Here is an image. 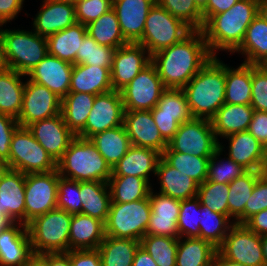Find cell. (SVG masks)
<instances>
[{
  "label": "cell",
  "instance_id": "6da1fadb",
  "mask_svg": "<svg viewBox=\"0 0 267 266\" xmlns=\"http://www.w3.org/2000/svg\"><path fill=\"white\" fill-rule=\"evenodd\" d=\"M201 30L153 55L151 62L165 88L182 89L212 58Z\"/></svg>",
  "mask_w": 267,
  "mask_h": 266
},
{
  "label": "cell",
  "instance_id": "7a4b0ae2",
  "mask_svg": "<svg viewBox=\"0 0 267 266\" xmlns=\"http://www.w3.org/2000/svg\"><path fill=\"white\" fill-rule=\"evenodd\" d=\"M257 15L258 0H239L229 10L211 16L201 29L210 54L216 56L219 49L235 52Z\"/></svg>",
  "mask_w": 267,
  "mask_h": 266
},
{
  "label": "cell",
  "instance_id": "3957f363",
  "mask_svg": "<svg viewBox=\"0 0 267 266\" xmlns=\"http://www.w3.org/2000/svg\"><path fill=\"white\" fill-rule=\"evenodd\" d=\"M226 65L213 56L182 88L194 118L211 120L225 104Z\"/></svg>",
  "mask_w": 267,
  "mask_h": 266
},
{
  "label": "cell",
  "instance_id": "277c9868",
  "mask_svg": "<svg viewBox=\"0 0 267 266\" xmlns=\"http://www.w3.org/2000/svg\"><path fill=\"white\" fill-rule=\"evenodd\" d=\"M57 170L61 177L78 182L107 183L112 174V168L90 139L78 136L57 162Z\"/></svg>",
  "mask_w": 267,
  "mask_h": 266
},
{
  "label": "cell",
  "instance_id": "5b68a950",
  "mask_svg": "<svg viewBox=\"0 0 267 266\" xmlns=\"http://www.w3.org/2000/svg\"><path fill=\"white\" fill-rule=\"evenodd\" d=\"M2 66L27 75L48 54L46 37L24 30L0 28Z\"/></svg>",
  "mask_w": 267,
  "mask_h": 266
},
{
  "label": "cell",
  "instance_id": "8992f818",
  "mask_svg": "<svg viewBox=\"0 0 267 266\" xmlns=\"http://www.w3.org/2000/svg\"><path fill=\"white\" fill-rule=\"evenodd\" d=\"M71 219V213L56 208L30 221L26 227L33 255L68 252Z\"/></svg>",
  "mask_w": 267,
  "mask_h": 266
},
{
  "label": "cell",
  "instance_id": "52a82bcc",
  "mask_svg": "<svg viewBox=\"0 0 267 266\" xmlns=\"http://www.w3.org/2000/svg\"><path fill=\"white\" fill-rule=\"evenodd\" d=\"M192 31L193 29L184 21L155 3L147 15L142 38L137 43L142 45L151 56L179 43Z\"/></svg>",
  "mask_w": 267,
  "mask_h": 266
},
{
  "label": "cell",
  "instance_id": "ba28073f",
  "mask_svg": "<svg viewBox=\"0 0 267 266\" xmlns=\"http://www.w3.org/2000/svg\"><path fill=\"white\" fill-rule=\"evenodd\" d=\"M149 196L129 203H111L105 223V234L114 238L140 241L151 217Z\"/></svg>",
  "mask_w": 267,
  "mask_h": 266
},
{
  "label": "cell",
  "instance_id": "9c48e42d",
  "mask_svg": "<svg viewBox=\"0 0 267 266\" xmlns=\"http://www.w3.org/2000/svg\"><path fill=\"white\" fill-rule=\"evenodd\" d=\"M9 168L23 174L47 173L57 169V163L37 142L27 127L19 126L12 135Z\"/></svg>",
  "mask_w": 267,
  "mask_h": 266
},
{
  "label": "cell",
  "instance_id": "30bf717a",
  "mask_svg": "<svg viewBox=\"0 0 267 266\" xmlns=\"http://www.w3.org/2000/svg\"><path fill=\"white\" fill-rule=\"evenodd\" d=\"M219 148L211 120L193 118L179 125L163 152H181L197 157H212Z\"/></svg>",
  "mask_w": 267,
  "mask_h": 266
},
{
  "label": "cell",
  "instance_id": "8fae6325",
  "mask_svg": "<svg viewBox=\"0 0 267 266\" xmlns=\"http://www.w3.org/2000/svg\"><path fill=\"white\" fill-rule=\"evenodd\" d=\"M58 170L25 174V226L57 208Z\"/></svg>",
  "mask_w": 267,
  "mask_h": 266
},
{
  "label": "cell",
  "instance_id": "7c38bea8",
  "mask_svg": "<svg viewBox=\"0 0 267 266\" xmlns=\"http://www.w3.org/2000/svg\"><path fill=\"white\" fill-rule=\"evenodd\" d=\"M217 251L224 258L245 266H266L261 236L244 224L234 223Z\"/></svg>",
  "mask_w": 267,
  "mask_h": 266
},
{
  "label": "cell",
  "instance_id": "4fadbf2b",
  "mask_svg": "<svg viewBox=\"0 0 267 266\" xmlns=\"http://www.w3.org/2000/svg\"><path fill=\"white\" fill-rule=\"evenodd\" d=\"M165 89L155 65L150 62L120 90L125 111L152 110Z\"/></svg>",
  "mask_w": 267,
  "mask_h": 266
},
{
  "label": "cell",
  "instance_id": "5bb4252c",
  "mask_svg": "<svg viewBox=\"0 0 267 266\" xmlns=\"http://www.w3.org/2000/svg\"><path fill=\"white\" fill-rule=\"evenodd\" d=\"M124 104L120 91L111 90L95 96L85 127L76 135L89 139L96 133L123 125Z\"/></svg>",
  "mask_w": 267,
  "mask_h": 266
},
{
  "label": "cell",
  "instance_id": "9a60e30c",
  "mask_svg": "<svg viewBox=\"0 0 267 266\" xmlns=\"http://www.w3.org/2000/svg\"><path fill=\"white\" fill-rule=\"evenodd\" d=\"M61 103L62 99L46 86L28 80L17 122L19 126L27 127L33 122L58 115L61 113Z\"/></svg>",
  "mask_w": 267,
  "mask_h": 266
},
{
  "label": "cell",
  "instance_id": "2e32d148",
  "mask_svg": "<svg viewBox=\"0 0 267 266\" xmlns=\"http://www.w3.org/2000/svg\"><path fill=\"white\" fill-rule=\"evenodd\" d=\"M27 128L56 163L76 137L65 124L61 113L33 122Z\"/></svg>",
  "mask_w": 267,
  "mask_h": 266
},
{
  "label": "cell",
  "instance_id": "e0dca14e",
  "mask_svg": "<svg viewBox=\"0 0 267 266\" xmlns=\"http://www.w3.org/2000/svg\"><path fill=\"white\" fill-rule=\"evenodd\" d=\"M150 62L149 52L138 43H128L117 48L110 71L113 90L120 91L124 88Z\"/></svg>",
  "mask_w": 267,
  "mask_h": 266
},
{
  "label": "cell",
  "instance_id": "ac0fdd59",
  "mask_svg": "<svg viewBox=\"0 0 267 266\" xmlns=\"http://www.w3.org/2000/svg\"><path fill=\"white\" fill-rule=\"evenodd\" d=\"M123 125L133 146L151 148L161 154L168 147L150 110L125 111Z\"/></svg>",
  "mask_w": 267,
  "mask_h": 266
},
{
  "label": "cell",
  "instance_id": "d6986e66",
  "mask_svg": "<svg viewBox=\"0 0 267 266\" xmlns=\"http://www.w3.org/2000/svg\"><path fill=\"white\" fill-rule=\"evenodd\" d=\"M150 191L151 217L147 226L146 235H161L180 238L177 222L181 200L171 198L161 193L153 194Z\"/></svg>",
  "mask_w": 267,
  "mask_h": 266
},
{
  "label": "cell",
  "instance_id": "ffe728a7",
  "mask_svg": "<svg viewBox=\"0 0 267 266\" xmlns=\"http://www.w3.org/2000/svg\"><path fill=\"white\" fill-rule=\"evenodd\" d=\"M72 69L73 64L47 54L26 76L63 99L69 93Z\"/></svg>",
  "mask_w": 267,
  "mask_h": 266
},
{
  "label": "cell",
  "instance_id": "44dd1931",
  "mask_svg": "<svg viewBox=\"0 0 267 266\" xmlns=\"http://www.w3.org/2000/svg\"><path fill=\"white\" fill-rule=\"evenodd\" d=\"M0 213L25 225V174L6 168L0 175Z\"/></svg>",
  "mask_w": 267,
  "mask_h": 266
},
{
  "label": "cell",
  "instance_id": "7402d4cb",
  "mask_svg": "<svg viewBox=\"0 0 267 266\" xmlns=\"http://www.w3.org/2000/svg\"><path fill=\"white\" fill-rule=\"evenodd\" d=\"M33 256L28 230L23 223L13 222L0 231V266H26Z\"/></svg>",
  "mask_w": 267,
  "mask_h": 266
},
{
  "label": "cell",
  "instance_id": "603a6c76",
  "mask_svg": "<svg viewBox=\"0 0 267 266\" xmlns=\"http://www.w3.org/2000/svg\"><path fill=\"white\" fill-rule=\"evenodd\" d=\"M156 0H117L113 3L120 30L128 43H137L144 33L147 15Z\"/></svg>",
  "mask_w": 267,
  "mask_h": 266
},
{
  "label": "cell",
  "instance_id": "cb8c5ba5",
  "mask_svg": "<svg viewBox=\"0 0 267 266\" xmlns=\"http://www.w3.org/2000/svg\"><path fill=\"white\" fill-rule=\"evenodd\" d=\"M77 23L75 4L57 0H44L33 21L34 32L48 37Z\"/></svg>",
  "mask_w": 267,
  "mask_h": 266
},
{
  "label": "cell",
  "instance_id": "d4e9b609",
  "mask_svg": "<svg viewBox=\"0 0 267 266\" xmlns=\"http://www.w3.org/2000/svg\"><path fill=\"white\" fill-rule=\"evenodd\" d=\"M229 139V158L248 171H265L267 149L248 131L234 133Z\"/></svg>",
  "mask_w": 267,
  "mask_h": 266
},
{
  "label": "cell",
  "instance_id": "484cf974",
  "mask_svg": "<svg viewBox=\"0 0 267 266\" xmlns=\"http://www.w3.org/2000/svg\"><path fill=\"white\" fill-rule=\"evenodd\" d=\"M162 154L158 151L131 145L124 157L112 168L111 176H134L150 181V172L156 174Z\"/></svg>",
  "mask_w": 267,
  "mask_h": 266
},
{
  "label": "cell",
  "instance_id": "4316f807",
  "mask_svg": "<svg viewBox=\"0 0 267 266\" xmlns=\"http://www.w3.org/2000/svg\"><path fill=\"white\" fill-rule=\"evenodd\" d=\"M105 236L104 222L82 213L72 214L69 251L97 249Z\"/></svg>",
  "mask_w": 267,
  "mask_h": 266
},
{
  "label": "cell",
  "instance_id": "83f0119b",
  "mask_svg": "<svg viewBox=\"0 0 267 266\" xmlns=\"http://www.w3.org/2000/svg\"><path fill=\"white\" fill-rule=\"evenodd\" d=\"M111 90V72L108 68L73 64L69 92L99 95Z\"/></svg>",
  "mask_w": 267,
  "mask_h": 266
},
{
  "label": "cell",
  "instance_id": "f1b7e54d",
  "mask_svg": "<svg viewBox=\"0 0 267 266\" xmlns=\"http://www.w3.org/2000/svg\"><path fill=\"white\" fill-rule=\"evenodd\" d=\"M160 179V193L178 200L197 196L199 184L192 178L170 166L162 157L157 164L156 174Z\"/></svg>",
  "mask_w": 267,
  "mask_h": 266
},
{
  "label": "cell",
  "instance_id": "f546056e",
  "mask_svg": "<svg viewBox=\"0 0 267 266\" xmlns=\"http://www.w3.org/2000/svg\"><path fill=\"white\" fill-rule=\"evenodd\" d=\"M254 109L251 105H235L225 103L211 119L212 128L217 136L228 135L247 131L252 119Z\"/></svg>",
  "mask_w": 267,
  "mask_h": 266
},
{
  "label": "cell",
  "instance_id": "4dcf8cb0",
  "mask_svg": "<svg viewBox=\"0 0 267 266\" xmlns=\"http://www.w3.org/2000/svg\"><path fill=\"white\" fill-rule=\"evenodd\" d=\"M87 35L86 25H74L48 36V54L60 60L76 64V55L80 51L81 43Z\"/></svg>",
  "mask_w": 267,
  "mask_h": 266
},
{
  "label": "cell",
  "instance_id": "1f68e13d",
  "mask_svg": "<svg viewBox=\"0 0 267 266\" xmlns=\"http://www.w3.org/2000/svg\"><path fill=\"white\" fill-rule=\"evenodd\" d=\"M25 76L13 69L0 68V113L18 118L23 101L25 83L20 77Z\"/></svg>",
  "mask_w": 267,
  "mask_h": 266
},
{
  "label": "cell",
  "instance_id": "d6a6232c",
  "mask_svg": "<svg viewBox=\"0 0 267 266\" xmlns=\"http://www.w3.org/2000/svg\"><path fill=\"white\" fill-rule=\"evenodd\" d=\"M80 198L82 214L106 223L112 202L108 183L98 181L80 182Z\"/></svg>",
  "mask_w": 267,
  "mask_h": 266
},
{
  "label": "cell",
  "instance_id": "836d02e7",
  "mask_svg": "<svg viewBox=\"0 0 267 266\" xmlns=\"http://www.w3.org/2000/svg\"><path fill=\"white\" fill-rule=\"evenodd\" d=\"M89 139L111 168L124 157L131 146L124 125L96 133Z\"/></svg>",
  "mask_w": 267,
  "mask_h": 266
},
{
  "label": "cell",
  "instance_id": "e575fe53",
  "mask_svg": "<svg viewBox=\"0 0 267 266\" xmlns=\"http://www.w3.org/2000/svg\"><path fill=\"white\" fill-rule=\"evenodd\" d=\"M246 55L245 63L262 65L267 61V22L257 15L248 26L241 45L235 50Z\"/></svg>",
  "mask_w": 267,
  "mask_h": 266
},
{
  "label": "cell",
  "instance_id": "d590c367",
  "mask_svg": "<svg viewBox=\"0 0 267 266\" xmlns=\"http://www.w3.org/2000/svg\"><path fill=\"white\" fill-rule=\"evenodd\" d=\"M252 97V64L243 62L237 69L226 64L225 103L250 105Z\"/></svg>",
  "mask_w": 267,
  "mask_h": 266
},
{
  "label": "cell",
  "instance_id": "8d00e7d4",
  "mask_svg": "<svg viewBox=\"0 0 267 266\" xmlns=\"http://www.w3.org/2000/svg\"><path fill=\"white\" fill-rule=\"evenodd\" d=\"M264 171H247L229 183L228 216L238 224L245 222V205L249 200L258 178Z\"/></svg>",
  "mask_w": 267,
  "mask_h": 266
},
{
  "label": "cell",
  "instance_id": "74e56055",
  "mask_svg": "<svg viewBox=\"0 0 267 266\" xmlns=\"http://www.w3.org/2000/svg\"><path fill=\"white\" fill-rule=\"evenodd\" d=\"M93 94L69 92L61 103V114L67 127L77 135L86 124L95 100Z\"/></svg>",
  "mask_w": 267,
  "mask_h": 266
},
{
  "label": "cell",
  "instance_id": "f35d334b",
  "mask_svg": "<svg viewBox=\"0 0 267 266\" xmlns=\"http://www.w3.org/2000/svg\"><path fill=\"white\" fill-rule=\"evenodd\" d=\"M178 238L176 266H210L217 252L211 242L198 237ZM183 241V242H181Z\"/></svg>",
  "mask_w": 267,
  "mask_h": 266
},
{
  "label": "cell",
  "instance_id": "ab89813d",
  "mask_svg": "<svg viewBox=\"0 0 267 266\" xmlns=\"http://www.w3.org/2000/svg\"><path fill=\"white\" fill-rule=\"evenodd\" d=\"M140 241L105 236L97 250L102 266H132Z\"/></svg>",
  "mask_w": 267,
  "mask_h": 266
},
{
  "label": "cell",
  "instance_id": "60d3db41",
  "mask_svg": "<svg viewBox=\"0 0 267 266\" xmlns=\"http://www.w3.org/2000/svg\"><path fill=\"white\" fill-rule=\"evenodd\" d=\"M86 31L99 45L119 48L128 44L121 33L115 10L112 8L86 25Z\"/></svg>",
  "mask_w": 267,
  "mask_h": 266
},
{
  "label": "cell",
  "instance_id": "b9f144b4",
  "mask_svg": "<svg viewBox=\"0 0 267 266\" xmlns=\"http://www.w3.org/2000/svg\"><path fill=\"white\" fill-rule=\"evenodd\" d=\"M107 183L111 203H129L145 199L152 189L146 179L134 176H111Z\"/></svg>",
  "mask_w": 267,
  "mask_h": 266
},
{
  "label": "cell",
  "instance_id": "7bdbcfd3",
  "mask_svg": "<svg viewBox=\"0 0 267 266\" xmlns=\"http://www.w3.org/2000/svg\"><path fill=\"white\" fill-rule=\"evenodd\" d=\"M151 111L152 116L174 117L179 124L190 121L191 114L183 89L166 88Z\"/></svg>",
  "mask_w": 267,
  "mask_h": 266
},
{
  "label": "cell",
  "instance_id": "ee69618b",
  "mask_svg": "<svg viewBox=\"0 0 267 266\" xmlns=\"http://www.w3.org/2000/svg\"><path fill=\"white\" fill-rule=\"evenodd\" d=\"M201 207V218H200V233L199 238L211 242L215 247H219L222 243L228 231L234 223L228 224L230 222V217L213 212L205 205H200Z\"/></svg>",
  "mask_w": 267,
  "mask_h": 266
},
{
  "label": "cell",
  "instance_id": "f6af8a7d",
  "mask_svg": "<svg viewBox=\"0 0 267 266\" xmlns=\"http://www.w3.org/2000/svg\"><path fill=\"white\" fill-rule=\"evenodd\" d=\"M162 158L199 185L207 180L208 163L211 157H197L181 152H163Z\"/></svg>",
  "mask_w": 267,
  "mask_h": 266
},
{
  "label": "cell",
  "instance_id": "bcb514c9",
  "mask_svg": "<svg viewBox=\"0 0 267 266\" xmlns=\"http://www.w3.org/2000/svg\"><path fill=\"white\" fill-rule=\"evenodd\" d=\"M178 239L161 235H145L140 240L158 266H176Z\"/></svg>",
  "mask_w": 267,
  "mask_h": 266
},
{
  "label": "cell",
  "instance_id": "7dc6e473",
  "mask_svg": "<svg viewBox=\"0 0 267 266\" xmlns=\"http://www.w3.org/2000/svg\"><path fill=\"white\" fill-rule=\"evenodd\" d=\"M115 48L99 45L88 34L84 37L80 51L76 55V64L105 67L111 71Z\"/></svg>",
  "mask_w": 267,
  "mask_h": 266
},
{
  "label": "cell",
  "instance_id": "c3c4849f",
  "mask_svg": "<svg viewBox=\"0 0 267 266\" xmlns=\"http://www.w3.org/2000/svg\"><path fill=\"white\" fill-rule=\"evenodd\" d=\"M197 197L213 212L228 216L229 185L206 180L198 187Z\"/></svg>",
  "mask_w": 267,
  "mask_h": 266
},
{
  "label": "cell",
  "instance_id": "681fc988",
  "mask_svg": "<svg viewBox=\"0 0 267 266\" xmlns=\"http://www.w3.org/2000/svg\"><path fill=\"white\" fill-rule=\"evenodd\" d=\"M220 144L219 142V148L209 158L207 180L220 184H229L248 170L234 162L231 158H227L228 161L226 160L225 163L222 160L217 163L216 160L219 159L218 157L224 148Z\"/></svg>",
  "mask_w": 267,
  "mask_h": 266
},
{
  "label": "cell",
  "instance_id": "f907efd6",
  "mask_svg": "<svg viewBox=\"0 0 267 266\" xmlns=\"http://www.w3.org/2000/svg\"><path fill=\"white\" fill-rule=\"evenodd\" d=\"M171 15L181 19L193 30L203 28V14L194 0H156Z\"/></svg>",
  "mask_w": 267,
  "mask_h": 266
},
{
  "label": "cell",
  "instance_id": "816d5d0a",
  "mask_svg": "<svg viewBox=\"0 0 267 266\" xmlns=\"http://www.w3.org/2000/svg\"><path fill=\"white\" fill-rule=\"evenodd\" d=\"M200 205L201 203L197 196L190 199L181 200L179 218L177 222V227L181 238H183V235L185 237L199 238V223L201 218Z\"/></svg>",
  "mask_w": 267,
  "mask_h": 266
},
{
  "label": "cell",
  "instance_id": "f5cc1de1",
  "mask_svg": "<svg viewBox=\"0 0 267 266\" xmlns=\"http://www.w3.org/2000/svg\"><path fill=\"white\" fill-rule=\"evenodd\" d=\"M57 208L71 214L82 213L80 182L61 176L59 177Z\"/></svg>",
  "mask_w": 267,
  "mask_h": 266
},
{
  "label": "cell",
  "instance_id": "db71d44e",
  "mask_svg": "<svg viewBox=\"0 0 267 266\" xmlns=\"http://www.w3.org/2000/svg\"><path fill=\"white\" fill-rule=\"evenodd\" d=\"M254 111L267 112V70L261 65H252V97Z\"/></svg>",
  "mask_w": 267,
  "mask_h": 266
},
{
  "label": "cell",
  "instance_id": "11a10c76",
  "mask_svg": "<svg viewBox=\"0 0 267 266\" xmlns=\"http://www.w3.org/2000/svg\"><path fill=\"white\" fill-rule=\"evenodd\" d=\"M111 0H79L75 4L77 23L87 25L112 9Z\"/></svg>",
  "mask_w": 267,
  "mask_h": 266
},
{
  "label": "cell",
  "instance_id": "9f6ffc18",
  "mask_svg": "<svg viewBox=\"0 0 267 266\" xmlns=\"http://www.w3.org/2000/svg\"><path fill=\"white\" fill-rule=\"evenodd\" d=\"M267 209V174L257 180L252 194L245 205V221L252 215Z\"/></svg>",
  "mask_w": 267,
  "mask_h": 266
},
{
  "label": "cell",
  "instance_id": "6f0895ef",
  "mask_svg": "<svg viewBox=\"0 0 267 266\" xmlns=\"http://www.w3.org/2000/svg\"><path fill=\"white\" fill-rule=\"evenodd\" d=\"M18 127L17 119L0 113V160L6 164L7 168H9L11 138Z\"/></svg>",
  "mask_w": 267,
  "mask_h": 266
},
{
  "label": "cell",
  "instance_id": "680465c9",
  "mask_svg": "<svg viewBox=\"0 0 267 266\" xmlns=\"http://www.w3.org/2000/svg\"><path fill=\"white\" fill-rule=\"evenodd\" d=\"M71 266H102L97 249H82L69 251Z\"/></svg>",
  "mask_w": 267,
  "mask_h": 266
},
{
  "label": "cell",
  "instance_id": "91938a15",
  "mask_svg": "<svg viewBox=\"0 0 267 266\" xmlns=\"http://www.w3.org/2000/svg\"><path fill=\"white\" fill-rule=\"evenodd\" d=\"M247 131L267 149V112L254 111Z\"/></svg>",
  "mask_w": 267,
  "mask_h": 266
},
{
  "label": "cell",
  "instance_id": "94428289",
  "mask_svg": "<svg viewBox=\"0 0 267 266\" xmlns=\"http://www.w3.org/2000/svg\"><path fill=\"white\" fill-rule=\"evenodd\" d=\"M153 119L161 136L168 143L178 131L180 124L174 120V117L153 116Z\"/></svg>",
  "mask_w": 267,
  "mask_h": 266
},
{
  "label": "cell",
  "instance_id": "6125c7cd",
  "mask_svg": "<svg viewBox=\"0 0 267 266\" xmlns=\"http://www.w3.org/2000/svg\"><path fill=\"white\" fill-rule=\"evenodd\" d=\"M24 0H0V27L22 10Z\"/></svg>",
  "mask_w": 267,
  "mask_h": 266
},
{
  "label": "cell",
  "instance_id": "be15d7a7",
  "mask_svg": "<svg viewBox=\"0 0 267 266\" xmlns=\"http://www.w3.org/2000/svg\"><path fill=\"white\" fill-rule=\"evenodd\" d=\"M238 1L239 0H209L207 6L202 10L203 25L211 16L229 10Z\"/></svg>",
  "mask_w": 267,
  "mask_h": 266
},
{
  "label": "cell",
  "instance_id": "e7e4bbea",
  "mask_svg": "<svg viewBox=\"0 0 267 266\" xmlns=\"http://www.w3.org/2000/svg\"><path fill=\"white\" fill-rule=\"evenodd\" d=\"M243 224L260 236L267 235V209L252 215Z\"/></svg>",
  "mask_w": 267,
  "mask_h": 266
},
{
  "label": "cell",
  "instance_id": "03108f58",
  "mask_svg": "<svg viewBox=\"0 0 267 266\" xmlns=\"http://www.w3.org/2000/svg\"><path fill=\"white\" fill-rule=\"evenodd\" d=\"M38 257L46 264V266H71L69 251L57 253H44Z\"/></svg>",
  "mask_w": 267,
  "mask_h": 266
},
{
  "label": "cell",
  "instance_id": "003e7915",
  "mask_svg": "<svg viewBox=\"0 0 267 266\" xmlns=\"http://www.w3.org/2000/svg\"><path fill=\"white\" fill-rule=\"evenodd\" d=\"M132 266H158L151 255L141 246L135 252Z\"/></svg>",
  "mask_w": 267,
  "mask_h": 266
},
{
  "label": "cell",
  "instance_id": "a7ac6f4b",
  "mask_svg": "<svg viewBox=\"0 0 267 266\" xmlns=\"http://www.w3.org/2000/svg\"><path fill=\"white\" fill-rule=\"evenodd\" d=\"M210 266H245L224 258L218 251L216 252Z\"/></svg>",
  "mask_w": 267,
  "mask_h": 266
},
{
  "label": "cell",
  "instance_id": "89a4df30",
  "mask_svg": "<svg viewBox=\"0 0 267 266\" xmlns=\"http://www.w3.org/2000/svg\"><path fill=\"white\" fill-rule=\"evenodd\" d=\"M258 15L267 22V0H258Z\"/></svg>",
  "mask_w": 267,
  "mask_h": 266
},
{
  "label": "cell",
  "instance_id": "2644e50d",
  "mask_svg": "<svg viewBox=\"0 0 267 266\" xmlns=\"http://www.w3.org/2000/svg\"><path fill=\"white\" fill-rule=\"evenodd\" d=\"M13 222L3 213H0V231L6 229Z\"/></svg>",
  "mask_w": 267,
  "mask_h": 266
},
{
  "label": "cell",
  "instance_id": "8c879c8a",
  "mask_svg": "<svg viewBox=\"0 0 267 266\" xmlns=\"http://www.w3.org/2000/svg\"><path fill=\"white\" fill-rule=\"evenodd\" d=\"M26 266H46V264L38 256H33Z\"/></svg>",
  "mask_w": 267,
  "mask_h": 266
},
{
  "label": "cell",
  "instance_id": "753ad0ef",
  "mask_svg": "<svg viewBox=\"0 0 267 266\" xmlns=\"http://www.w3.org/2000/svg\"><path fill=\"white\" fill-rule=\"evenodd\" d=\"M261 247L263 250V256L265 259V264L267 266V235L261 236Z\"/></svg>",
  "mask_w": 267,
  "mask_h": 266
},
{
  "label": "cell",
  "instance_id": "34e18365",
  "mask_svg": "<svg viewBox=\"0 0 267 266\" xmlns=\"http://www.w3.org/2000/svg\"><path fill=\"white\" fill-rule=\"evenodd\" d=\"M198 8L202 11L208 4L209 0H194Z\"/></svg>",
  "mask_w": 267,
  "mask_h": 266
},
{
  "label": "cell",
  "instance_id": "11e5206c",
  "mask_svg": "<svg viewBox=\"0 0 267 266\" xmlns=\"http://www.w3.org/2000/svg\"><path fill=\"white\" fill-rule=\"evenodd\" d=\"M6 164L0 160V175L2 174V172L6 169Z\"/></svg>",
  "mask_w": 267,
  "mask_h": 266
},
{
  "label": "cell",
  "instance_id": "2a66077c",
  "mask_svg": "<svg viewBox=\"0 0 267 266\" xmlns=\"http://www.w3.org/2000/svg\"><path fill=\"white\" fill-rule=\"evenodd\" d=\"M57 1H62V2H68V3L76 4L79 0H57Z\"/></svg>",
  "mask_w": 267,
  "mask_h": 266
},
{
  "label": "cell",
  "instance_id": "b9fcfbb0",
  "mask_svg": "<svg viewBox=\"0 0 267 266\" xmlns=\"http://www.w3.org/2000/svg\"><path fill=\"white\" fill-rule=\"evenodd\" d=\"M261 66H263L267 70V61L264 62Z\"/></svg>",
  "mask_w": 267,
  "mask_h": 266
},
{
  "label": "cell",
  "instance_id": "09005b40",
  "mask_svg": "<svg viewBox=\"0 0 267 266\" xmlns=\"http://www.w3.org/2000/svg\"><path fill=\"white\" fill-rule=\"evenodd\" d=\"M2 67L1 54H0V68Z\"/></svg>",
  "mask_w": 267,
  "mask_h": 266
},
{
  "label": "cell",
  "instance_id": "979ff035",
  "mask_svg": "<svg viewBox=\"0 0 267 266\" xmlns=\"http://www.w3.org/2000/svg\"><path fill=\"white\" fill-rule=\"evenodd\" d=\"M264 172L267 174V164H266V168H265V171Z\"/></svg>",
  "mask_w": 267,
  "mask_h": 266
}]
</instances>
